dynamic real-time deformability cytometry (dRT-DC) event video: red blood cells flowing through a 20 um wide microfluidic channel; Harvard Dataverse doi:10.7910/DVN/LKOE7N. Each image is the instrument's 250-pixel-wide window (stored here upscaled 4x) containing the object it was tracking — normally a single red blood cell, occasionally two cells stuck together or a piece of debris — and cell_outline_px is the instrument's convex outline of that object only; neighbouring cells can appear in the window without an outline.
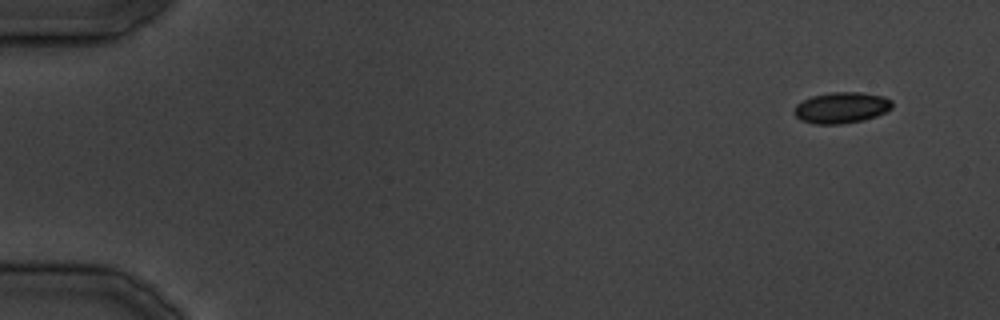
{"species": "common noctule bat (a hibernating species)", "species_latin": "Nyctalus noctula", "temperature_condition": "cold", "stored_images_in_passage": 15, "camera_frame_rate_fps": 3000, "um_per_image_px": 0.085, "animal": {"sex": "male", "body_mass_g": 19.5, "forearm_length_mm": 54.6}, "frame": {"image": 1, "passage_image": 1, "time_ms": 0.0, "image_size_px": [1000, 320], "cell_outline_px": [[892, 108], [876, 116], [864, 120], [840, 124], [816, 124], [800, 120], [792, 112], [796, 104], [812, 96], [828, 92], [860, 92], [884, 96], [892, 100]], "centroid_in_image_um": [71.51, 9.15], "position_along_channel_um": 13.5, "area_um2": 17.86}}
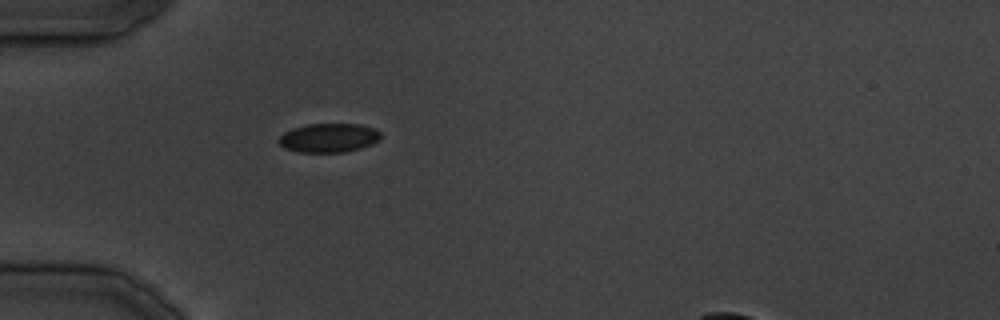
{"frame": {"image": 2, "passage_image": 10, "time_ms": 11.0, "image_size_px": [1000, 320], "cell_outline_px": [[380, 140], [372, 144], [360, 148], [344, 152], [296, 152], [284, 148], [280, 144], [280, 136], [284, 132], [292, 128], [308, 124], [360, 124], [376, 128], [380, 132]], "centroid_in_image_um": [27.96, 11.71], "position_along_channel_um": 57.0, "area_um2": 17.28}}